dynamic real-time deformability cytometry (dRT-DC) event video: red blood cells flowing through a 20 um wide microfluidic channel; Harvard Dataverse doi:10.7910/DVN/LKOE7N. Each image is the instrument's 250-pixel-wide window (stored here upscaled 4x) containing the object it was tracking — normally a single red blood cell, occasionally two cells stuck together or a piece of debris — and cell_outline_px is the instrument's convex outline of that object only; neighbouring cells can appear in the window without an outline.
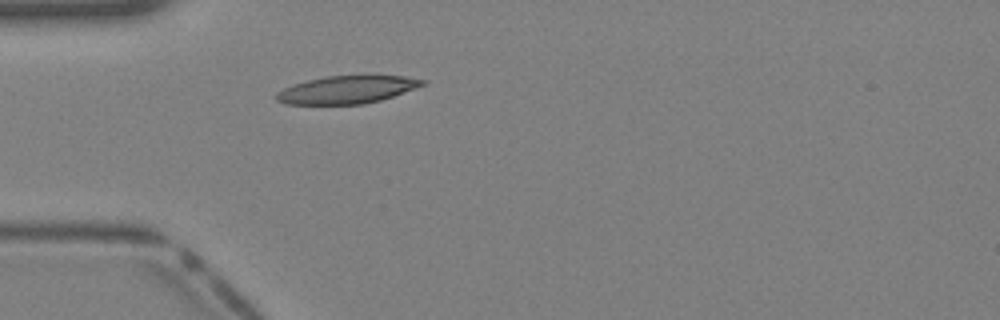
{"species": "Egyptian fruit bat (a non-hibernating species)", "species_latin": "Rousettus aegyptiacus", "temperature_condition": "warm", "stored_images_in_passage": 26, "camera_frame_rate_fps": 3000, "um_per_image_px": 0.085, "animal": {"sex": "female"}, "frame": {"image": 1, "passage_image": 1, "time_ms": 0.0, "image_size_px": [1000, 320], "cell_outline_px": [[428, 84], [380, 100], [364, 104], [284, 104], [276, 100], [276, 92], [284, 88], [308, 80], [328, 76], [404, 76], [428, 80]], "centroid_in_image_um": [29.52, 7.62], "position_along_channel_um": 55.5, "area_um2": 23.41}}
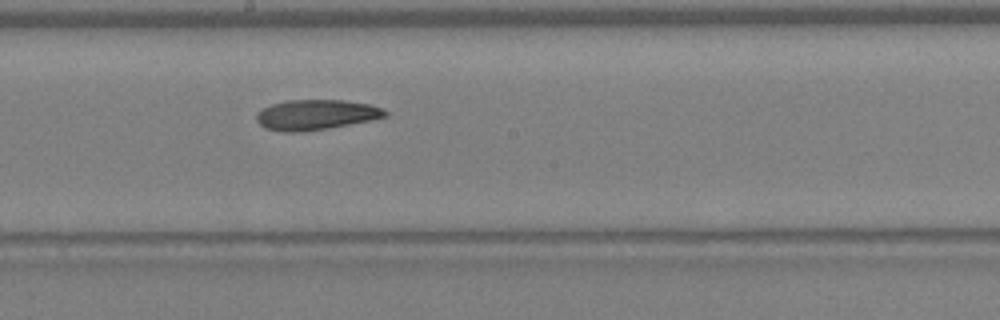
{"frame": {"image": 2, "passage_image": 11, "time_ms": 3.333, "image_size_px": [1000, 320], "cell_outline_px": [[388, 116], [372, 120], [328, 128], [300, 132], [280, 132], [264, 128], [256, 120], [256, 112], [272, 104], [288, 100], [344, 100], [368, 104], [384, 108], [388, 112]], "centroid_in_image_um": [26.86, 9.76], "position_along_channel_um": 221.3, "area_um2": 22.77}}
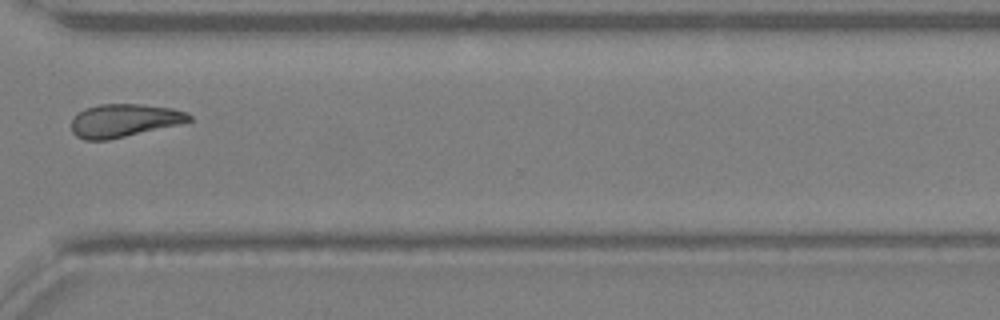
{"frame": {"image": 3, "passage_image": 19, "time_ms": 6.0, "image_size_px": [1000, 320], "cell_outline_px": [[192, 120], [180, 124], [108, 140], [84, 140], [76, 136], [72, 132], [72, 120], [76, 112], [84, 108], [100, 104], [140, 104], [172, 108], [184, 112], [192, 116]], "centroid_in_image_um": [10.51, 10.24], "position_along_channel_um": 360.1, "area_um2": 22.72}}